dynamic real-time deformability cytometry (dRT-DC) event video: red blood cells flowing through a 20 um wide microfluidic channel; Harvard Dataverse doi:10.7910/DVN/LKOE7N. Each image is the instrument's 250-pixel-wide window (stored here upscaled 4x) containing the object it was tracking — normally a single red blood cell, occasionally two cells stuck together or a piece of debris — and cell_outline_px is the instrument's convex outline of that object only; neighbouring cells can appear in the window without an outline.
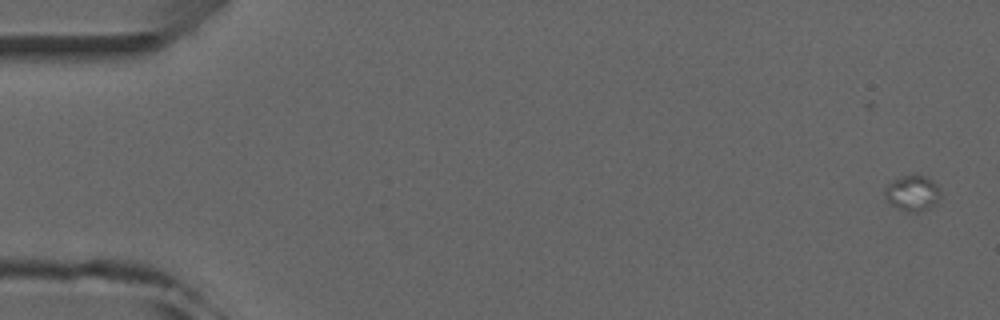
{"species": "common noctule bat (a hibernating species)", "species_latin": "Nyctalus noctula", "temperature_condition": "room temperature", "stored_images_in_passage": 4, "camera_frame_rate_fps": 3000, "um_per_image_px": 0.085, "animal": {"sex": "male", "forearm_length_mm": 52.5}, "frame": {"image": 1, "passage_image": 1, "time_ms": 0.0, "image_size_px": [1000, 320], "cell_outline_px": [[940, 196], [928, 208], [916, 212], [908, 212], [892, 204], [884, 196], [884, 188], [892, 180], [900, 176], [912, 172], [924, 176], [932, 180], [936, 184], [940, 192]], "centroid_in_image_um": [77.52, 16.35], "position_along_channel_um": 7.5, "area_um2": 11.5}}